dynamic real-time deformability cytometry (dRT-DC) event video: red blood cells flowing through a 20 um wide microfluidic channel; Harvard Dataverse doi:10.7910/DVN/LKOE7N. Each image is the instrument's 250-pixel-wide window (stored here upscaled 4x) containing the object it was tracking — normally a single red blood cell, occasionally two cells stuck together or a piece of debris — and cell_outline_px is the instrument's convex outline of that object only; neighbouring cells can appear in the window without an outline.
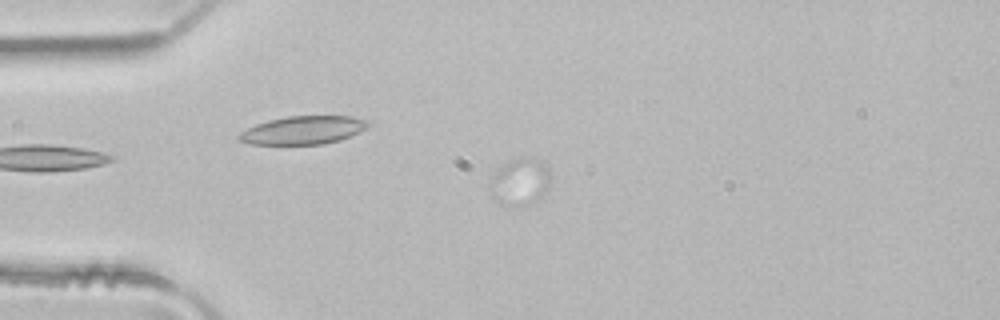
{"species": "common noctule bat (a hibernating species)", "species_latin": "Nyctalus noctula", "temperature_condition": "room temperature", "stored_images_in_passage": 5, "camera_frame_rate_fps": 3000, "um_per_image_px": 0.085, "animal": {"sex": "male", "body_mass_g": 21.5, "forearm_length_mm": 52.0}, "frame": {"image": 1, "passage_image": 2, "time_ms": 0.333, "image_size_px": [1000, 320], "cell_outline_px": [[548, 192], [540, 200], [520, 208], [508, 204], [496, 176], [496, 172], [504, 164], [520, 156], [536, 160], [548, 168]], "centroid_in_image_um": [44.48, 15.41], "position_along_channel_um": 40.5, "area_um2": 14.45}}
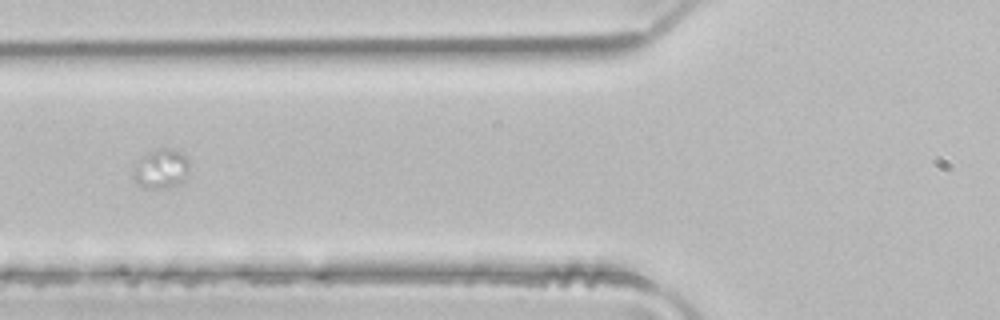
{"frame": {"image": 2, "passage_image": 4, "time_ms": 1.0, "image_size_px": [1000, 320], "cell_outline_px": [[188, 168], [184, 176], [180, 180], [164, 188], [148, 188], [140, 184], [132, 176], [140, 160], [148, 152], [156, 148], [172, 148], [188, 156]], "centroid_in_image_um": [13.7, 14.29], "position_along_channel_um": 112.1, "area_um2": 12.2}}
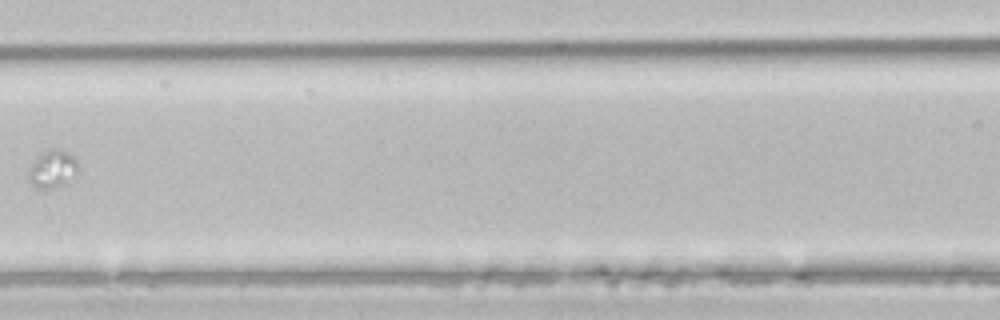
{"frame": {"image": 3, "passage_image": 5, "time_ms": 1.333, "image_size_px": [1000, 320], "cell_outline_px": [[80, 164], [76, 172], [60, 184], [48, 188], [36, 188], [32, 184], [28, 176], [32, 164], [44, 152], [52, 148], [60, 148], [68, 152]], "centroid_in_image_um": [4.47, 14.32], "position_along_channel_um": 162.1, "area_um2": 10.23}}